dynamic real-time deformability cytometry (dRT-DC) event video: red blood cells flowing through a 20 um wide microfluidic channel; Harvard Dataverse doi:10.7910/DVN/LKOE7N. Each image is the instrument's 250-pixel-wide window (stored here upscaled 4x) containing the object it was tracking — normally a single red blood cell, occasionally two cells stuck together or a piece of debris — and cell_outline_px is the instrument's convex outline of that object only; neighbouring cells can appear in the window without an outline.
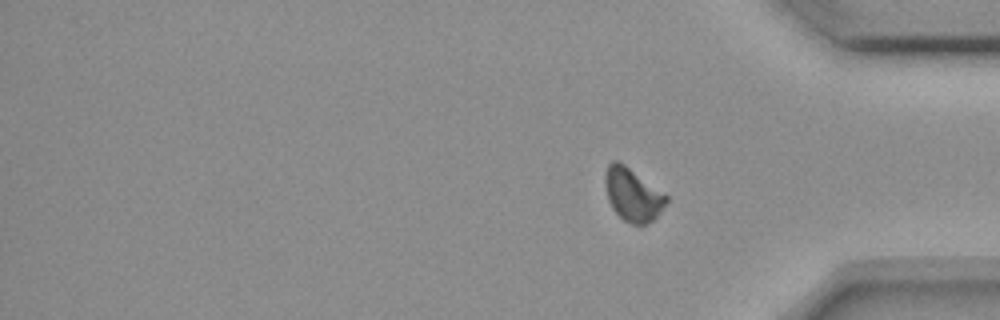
{"species": "common noctule bat (a hibernating species)", "species_latin": "Nyctalus noctula", "temperature_condition": "room temperature", "stored_images_in_passage": 20, "segment_of_instrument_passage": [4, 4], "camera_frame_rate_fps": 3000, "um_per_image_px": 0.085, "animal": {"sex": "female", "body_mass_g": 18.4}, "frame": {"image": 1, "passage_image": 20, "time_ms": 24.667, "image_size_px": [1000, 320], "cell_outline_px": [[668, 200], [660, 212], [648, 224], [632, 224], [624, 220], [612, 208], [608, 200], [604, 180], [604, 176], [608, 164], [612, 160], [616, 160], [624, 164], [668, 196]], "centroid_in_image_um": [53.76, 16.54], "position_along_channel_um": 381.4, "area_um2": 18.67}}